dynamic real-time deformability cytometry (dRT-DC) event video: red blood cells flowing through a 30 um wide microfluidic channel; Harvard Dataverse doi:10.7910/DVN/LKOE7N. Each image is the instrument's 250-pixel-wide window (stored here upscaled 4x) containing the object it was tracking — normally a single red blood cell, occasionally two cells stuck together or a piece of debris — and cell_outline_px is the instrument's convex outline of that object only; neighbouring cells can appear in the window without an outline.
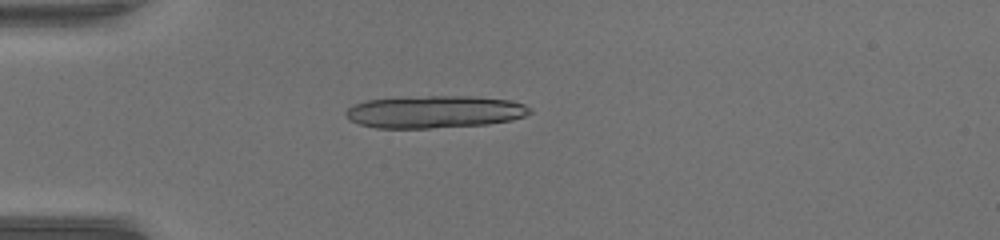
{"species": "common noctule bat (a hibernating species)", "species_latin": "Nyctalus noctula", "temperature_condition": "warm", "stored_images_in_passage": 50, "camera_frame_rate_fps": 3000, "um_per_image_px": 0.085, "animal": {"sex": "female", "body_mass_g": 17.0, "forearm_length_mm": 48.0}, "frame": {"image": 1, "passage_image": 15, "time_ms": 4.667, "image_size_px": [1000, 240], "cell_outline_px": [[532, 112], [524, 116], [512, 120], [488, 124], [428, 128], [376, 128], [360, 124], [348, 120], [344, 112], [352, 104], [368, 100], [428, 96], [472, 96], [508, 100], [524, 104], [532, 108]], "centroid_in_image_um": [36.94, 9.51], "position_along_channel_um": 48.1, "area_um2": 34.74}, "authors_computed_cell_mechanics": {"area_um2": 26.8192, "velocity_mm_per_s": 4.1577, "shape_relaxation_time_tau1_ms": null, "shape_relaxation_time_tau2_ms": 1.2513, "deformation_change_tau1": null, "deformation_change_tau2": 0.0736}}